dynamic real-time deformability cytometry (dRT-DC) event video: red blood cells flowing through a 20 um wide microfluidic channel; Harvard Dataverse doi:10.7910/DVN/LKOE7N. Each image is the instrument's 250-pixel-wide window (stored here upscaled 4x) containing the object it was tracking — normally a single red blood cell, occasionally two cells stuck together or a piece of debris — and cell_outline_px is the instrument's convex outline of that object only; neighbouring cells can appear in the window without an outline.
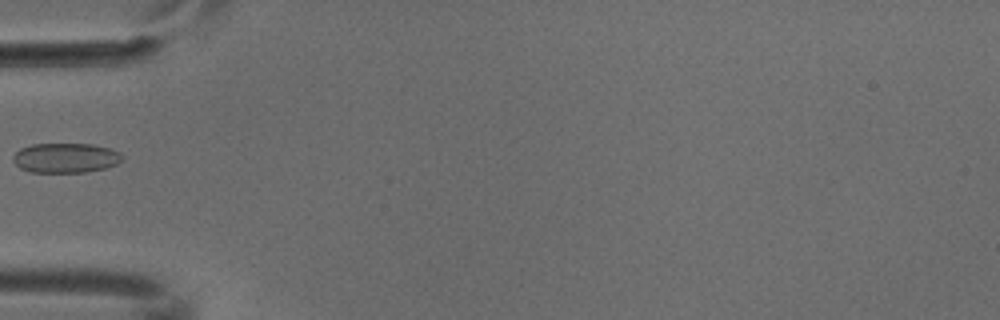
{"species": "common noctule bat (a hibernating species)", "species_latin": "Nyctalus noctula", "temperature_condition": "cold", "stored_images_in_passage": 2, "camera_frame_rate_fps": 3000, "um_per_image_px": 0.085, "animal": {"sex": "male", "body_mass_g": 18.8}, "frame": {"image": 1, "passage_image": 1, "time_ms": 0.0, "image_size_px": [1000, 320], "cell_outline_px": [[120, 160], [116, 164], [108, 168], [84, 172], [32, 172], [20, 168], [12, 160], [12, 156], [20, 148], [32, 144], [92, 144], [108, 148], [120, 152]], "centroid_in_image_um": [5.54, 13.42], "position_along_channel_um": 79.5, "area_um2": 18.84}}
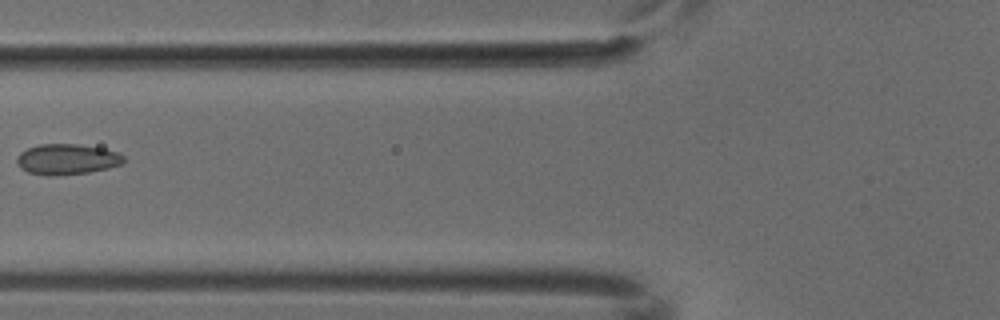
{"frame": {"image": 2, "passage_image": 2, "time_ms": 0.333, "image_size_px": [1000, 320], "cell_outline_px": [[124, 160], [120, 164], [108, 168], [88, 172], [52, 176], [48, 176], [28, 172], [20, 168], [16, 164], [16, 156], [20, 152], [28, 148], [40, 144], [80, 144], [104, 148], [116, 152], [124, 156]], "centroid_in_image_um": [5.65, 13.53], "position_along_channel_um": 120.2, "area_um2": 19.13}}